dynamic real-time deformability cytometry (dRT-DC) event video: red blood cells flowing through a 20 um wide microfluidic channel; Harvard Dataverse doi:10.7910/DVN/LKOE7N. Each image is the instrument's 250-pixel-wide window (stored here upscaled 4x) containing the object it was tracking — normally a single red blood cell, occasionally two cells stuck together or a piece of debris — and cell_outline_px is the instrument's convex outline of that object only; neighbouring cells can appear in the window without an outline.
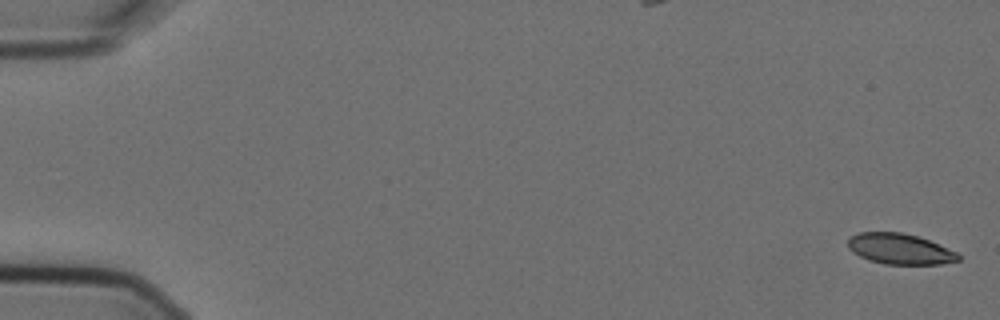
{"species": "Egyptian fruit bat (a non-hibernating species)", "species_latin": "Rousettus aegyptiacus", "temperature_condition": "cold", "stored_images_in_passage": 5, "camera_frame_rate_fps": 3000, "um_per_image_px": 0.085, "animal": {"sex": "female"}, "frame": {"image": 1, "passage_image": 1, "time_ms": 0.0, "image_size_px": [1000, 320], "cell_outline_px": [[960, 260], [940, 264], [884, 264], [868, 260], [852, 252], [848, 248], [848, 240], [852, 236], [860, 232], [900, 232], [916, 236], [928, 240], [956, 252], [960, 256]], "centroid_in_image_um": [76.46, 21.16], "position_along_channel_um": 8.5, "area_um2": 19.54}}